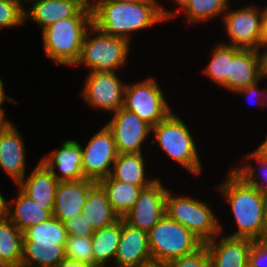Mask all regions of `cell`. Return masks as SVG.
<instances>
[{
  "mask_svg": "<svg viewBox=\"0 0 267 267\" xmlns=\"http://www.w3.org/2000/svg\"><path fill=\"white\" fill-rule=\"evenodd\" d=\"M93 25L101 32L132 42V33L168 21V10L159 0L138 3H91Z\"/></svg>",
  "mask_w": 267,
  "mask_h": 267,
  "instance_id": "obj_1",
  "label": "cell"
},
{
  "mask_svg": "<svg viewBox=\"0 0 267 267\" xmlns=\"http://www.w3.org/2000/svg\"><path fill=\"white\" fill-rule=\"evenodd\" d=\"M225 178L216 191L228 202L237 226L236 231L228 236L259 240L267 222L264 194L230 167Z\"/></svg>",
  "mask_w": 267,
  "mask_h": 267,
  "instance_id": "obj_2",
  "label": "cell"
},
{
  "mask_svg": "<svg viewBox=\"0 0 267 267\" xmlns=\"http://www.w3.org/2000/svg\"><path fill=\"white\" fill-rule=\"evenodd\" d=\"M92 24V10L82 9L76 16L46 27L41 35L47 59L57 65L74 67L80 58L86 32Z\"/></svg>",
  "mask_w": 267,
  "mask_h": 267,
  "instance_id": "obj_3",
  "label": "cell"
},
{
  "mask_svg": "<svg viewBox=\"0 0 267 267\" xmlns=\"http://www.w3.org/2000/svg\"><path fill=\"white\" fill-rule=\"evenodd\" d=\"M152 143L169 159L186 169L190 174L199 176L203 165L192 132L178 114L171 112L166 118L151 128Z\"/></svg>",
  "mask_w": 267,
  "mask_h": 267,
  "instance_id": "obj_4",
  "label": "cell"
},
{
  "mask_svg": "<svg viewBox=\"0 0 267 267\" xmlns=\"http://www.w3.org/2000/svg\"><path fill=\"white\" fill-rule=\"evenodd\" d=\"M130 43L123 37L105 34L92 24L86 32L80 58L74 66H83L88 72H117L127 65Z\"/></svg>",
  "mask_w": 267,
  "mask_h": 267,
  "instance_id": "obj_5",
  "label": "cell"
},
{
  "mask_svg": "<svg viewBox=\"0 0 267 267\" xmlns=\"http://www.w3.org/2000/svg\"><path fill=\"white\" fill-rule=\"evenodd\" d=\"M170 190L166 196V215L170 219L186 227L204 244L223 232L224 225L207 202L186 194L176 196Z\"/></svg>",
  "mask_w": 267,
  "mask_h": 267,
  "instance_id": "obj_6",
  "label": "cell"
},
{
  "mask_svg": "<svg viewBox=\"0 0 267 267\" xmlns=\"http://www.w3.org/2000/svg\"><path fill=\"white\" fill-rule=\"evenodd\" d=\"M152 262L168 263L192 254L204 243L190 230L165 215L149 232Z\"/></svg>",
  "mask_w": 267,
  "mask_h": 267,
  "instance_id": "obj_7",
  "label": "cell"
},
{
  "mask_svg": "<svg viewBox=\"0 0 267 267\" xmlns=\"http://www.w3.org/2000/svg\"><path fill=\"white\" fill-rule=\"evenodd\" d=\"M123 107L134 112L151 127L173 111L157 78L151 76L138 83H127Z\"/></svg>",
  "mask_w": 267,
  "mask_h": 267,
  "instance_id": "obj_8",
  "label": "cell"
},
{
  "mask_svg": "<svg viewBox=\"0 0 267 267\" xmlns=\"http://www.w3.org/2000/svg\"><path fill=\"white\" fill-rule=\"evenodd\" d=\"M118 72H88L83 84L81 97L92 109H99L112 114L124 105L127 83L120 79Z\"/></svg>",
  "mask_w": 267,
  "mask_h": 267,
  "instance_id": "obj_9",
  "label": "cell"
},
{
  "mask_svg": "<svg viewBox=\"0 0 267 267\" xmlns=\"http://www.w3.org/2000/svg\"><path fill=\"white\" fill-rule=\"evenodd\" d=\"M259 6L247 4L235 10H226L221 23L229 41L222 43L241 49H258L263 41ZM226 42V43H225Z\"/></svg>",
  "mask_w": 267,
  "mask_h": 267,
  "instance_id": "obj_10",
  "label": "cell"
},
{
  "mask_svg": "<svg viewBox=\"0 0 267 267\" xmlns=\"http://www.w3.org/2000/svg\"><path fill=\"white\" fill-rule=\"evenodd\" d=\"M82 149V172L84 177L98 182L111 174L113 164L118 156L112 131L101 127Z\"/></svg>",
  "mask_w": 267,
  "mask_h": 267,
  "instance_id": "obj_11",
  "label": "cell"
},
{
  "mask_svg": "<svg viewBox=\"0 0 267 267\" xmlns=\"http://www.w3.org/2000/svg\"><path fill=\"white\" fill-rule=\"evenodd\" d=\"M158 179L140 192L132 209L123 217L131 226L147 233L166 215L168 186Z\"/></svg>",
  "mask_w": 267,
  "mask_h": 267,
  "instance_id": "obj_12",
  "label": "cell"
},
{
  "mask_svg": "<svg viewBox=\"0 0 267 267\" xmlns=\"http://www.w3.org/2000/svg\"><path fill=\"white\" fill-rule=\"evenodd\" d=\"M112 114L106 126L113 133L118 154L143 153L144 142L151 135L152 127L124 107Z\"/></svg>",
  "mask_w": 267,
  "mask_h": 267,
  "instance_id": "obj_13",
  "label": "cell"
},
{
  "mask_svg": "<svg viewBox=\"0 0 267 267\" xmlns=\"http://www.w3.org/2000/svg\"><path fill=\"white\" fill-rule=\"evenodd\" d=\"M150 262L148 233L131 226L122 218V234L111 267H144Z\"/></svg>",
  "mask_w": 267,
  "mask_h": 267,
  "instance_id": "obj_14",
  "label": "cell"
},
{
  "mask_svg": "<svg viewBox=\"0 0 267 267\" xmlns=\"http://www.w3.org/2000/svg\"><path fill=\"white\" fill-rule=\"evenodd\" d=\"M223 233L204 244L210 256V267H249V252L254 241Z\"/></svg>",
  "mask_w": 267,
  "mask_h": 267,
  "instance_id": "obj_15",
  "label": "cell"
},
{
  "mask_svg": "<svg viewBox=\"0 0 267 267\" xmlns=\"http://www.w3.org/2000/svg\"><path fill=\"white\" fill-rule=\"evenodd\" d=\"M26 150L24 138L15 124L0 132V169L16 185L26 175Z\"/></svg>",
  "mask_w": 267,
  "mask_h": 267,
  "instance_id": "obj_16",
  "label": "cell"
},
{
  "mask_svg": "<svg viewBox=\"0 0 267 267\" xmlns=\"http://www.w3.org/2000/svg\"><path fill=\"white\" fill-rule=\"evenodd\" d=\"M58 181L84 179L82 172L81 143L66 139L61 147L54 149L40 160ZM57 171H56V170Z\"/></svg>",
  "mask_w": 267,
  "mask_h": 267,
  "instance_id": "obj_17",
  "label": "cell"
},
{
  "mask_svg": "<svg viewBox=\"0 0 267 267\" xmlns=\"http://www.w3.org/2000/svg\"><path fill=\"white\" fill-rule=\"evenodd\" d=\"M87 178L59 181L52 216L62 223L82 212L89 190L96 184Z\"/></svg>",
  "mask_w": 267,
  "mask_h": 267,
  "instance_id": "obj_18",
  "label": "cell"
},
{
  "mask_svg": "<svg viewBox=\"0 0 267 267\" xmlns=\"http://www.w3.org/2000/svg\"><path fill=\"white\" fill-rule=\"evenodd\" d=\"M58 183L51 171L39 161L16 186L38 205L54 206Z\"/></svg>",
  "mask_w": 267,
  "mask_h": 267,
  "instance_id": "obj_19",
  "label": "cell"
},
{
  "mask_svg": "<svg viewBox=\"0 0 267 267\" xmlns=\"http://www.w3.org/2000/svg\"><path fill=\"white\" fill-rule=\"evenodd\" d=\"M30 3L29 7H25V21L36 23L42 31L59 20L76 16L84 9L77 2L65 0H33Z\"/></svg>",
  "mask_w": 267,
  "mask_h": 267,
  "instance_id": "obj_20",
  "label": "cell"
},
{
  "mask_svg": "<svg viewBox=\"0 0 267 267\" xmlns=\"http://www.w3.org/2000/svg\"><path fill=\"white\" fill-rule=\"evenodd\" d=\"M262 79L259 54L256 49H239L230 61L228 91L235 93Z\"/></svg>",
  "mask_w": 267,
  "mask_h": 267,
  "instance_id": "obj_21",
  "label": "cell"
},
{
  "mask_svg": "<svg viewBox=\"0 0 267 267\" xmlns=\"http://www.w3.org/2000/svg\"><path fill=\"white\" fill-rule=\"evenodd\" d=\"M17 192L9 201L7 217L21 232L52 217L54 206L38 205L19 188Z\"/></svg>",
  "mask_w": 267,
  "mask_h": 267,
  "instance_id": "obj_22",
  "label": "cell"
},
{
  "mask_svg": "<svg viewBox=\"0 0 267 267\" xmlns=\"http://www.w3.org/2000/svg\"><path fill=\"white\" fill-rule=\"evenodd\" d=\"M143 153L118 154L110 176L134 186H149L158 178L147 177V161Z\"/></svg>",
  "mask_w": 267,
  "mask_h": 267,
  "instance_id": "obj_23",
  "label": "cell"
},
{
  "mask_svg": "<svg viewBox=\"0 0 267 267\" xmlns=\"http://www.w3.org/2000/svg\"><path fill=\"white\" fill-rule=\"evenodd\" d=\"M81 213L94 230L110 226L121 219L98 183L89 190Z\"/></svg>",
  "mask_w": 267,
  "mask_h": 267,
  "instance_id": "obj_24",
  "label": "cell"
},
{
  "mask_svg": "<svg viewBox=\"0 0 267 267\" xmlns=\"http://www.w3.org/2000/svg\"><path fill=\"white\" fill-rule=\"evenodd\" d=\"M122 234V218L114 224L95 230L91 236L94 267H111Z\"/></svg>",
  "mask_w": 267,
  "mask_h": 267,
  "instance_id": "obj_25",
  "label": "cell"
},
{
  "mask_svg": "<svg viewBox=\"0 0 267 267\" xmlns=\"http://www.w3.org/2000/svg\"><path fill=\"white\" fill-rule=\"evenodd\" d=\"M175 4L179 7L177 10H168V20L174 21L173 18H176L180 11H184L185 21L189 25L209 22L218 16L223 17L229 8L220 0H178Z\"/></svg>",
  "mask_w": 267,
  "mask_h": 267,
  "instance_id": "obj_26",
  "label": "cell"
},
{
  "mask_svg": "<svg viewBox=\"0 0 267 267\" xmlns=\"http://www.w3.org/2000/svg\"><path fill=\"white\" fill-rule=\"evenodd\" d=\"M97 183L105 191L111 207L120 218H123L132 209L142 189L148 187L134 186L114 180L110 175Z\"/></svg>",
  "mask_w": 267,
  "mask_h": 267,
  "instance_id": "obj_27",
  "label": "cell"
},
{
  "mask_svg": "<svg viewBox=\"0 0 267 267\" xmlns=\"http://www.w3.org/2000/svg\"><path fill=\"white\" fill-rule=\"evenodd\" d=\"M65 244L23 242L21 267H56L66 258Z\"/></svg>",
  "mask_w": 267,
  "mask_h": 267,
  "instance_id": "obj_28",
  "label": "cell"
},
{
  "mask_svg": "<svg viewBox=\"0 0 267 267\" xmlns=\"http://www.w3.org/2000/svg\"><path fill=\"white\" fill-rule=\"evenodd\" d=\"M239 47L219 43L214 45L210 51V60L206 64L202 73L210 79L213 84L228 91V75H230V61L233 55L239 50Z\"/></svg>",
  "mask_w": 267,
  "mask_h": 267,
  "instance_id": "obj_29",
  "label": "cell"
},
{
  "mask_svg": "<svg viewBox=\"0 0 267 267\" xmlns=\"http://www.w3.org/2000/svg\"><path fill=\"white\" fill-rule=\"evenodd\" d=\"M23 232L7 217H0V258L10 267L22 262Z\"/></svg>",
  "mask_w": 267,
  "mask_h": 267,
  "instance_id": "obj_30",
  "label": "cell"
},
{
  "mask_svg": "<svg viewBox=\"0 0 267 267\" xmlns=\"http://www.w3.org/2000/svg\"><path fill=\"white\" fill-rule=\"evenodd\" d=\"M252 162L255 164H252ZM240 163L241 165L231 166L230 168L249 185L257 187L263 194L267 193V160L254 149L247 154H243Z\"/></svg>",
  "mask_w": 267,
  "mask_h": 267,
  "instance_id": "obj_31",
  "label": "cell"
},
{
  "mask_svg": "<svg viewBox=\"0 0 267 267\" xmlns=\"http://www.w3.org/2000/svg\"><path fill=\"white\" fill-rule=\"evenodd\" d=\"M67 237L64 224L54 216L23 232V242L65 244Z\"/></svg>",
  "mask_w": 267,
  "mask_h": 267,
  "instance_id": "obj_32",
  "label": "cell"
},
{
  "mask_svg": "<svg viewBox=\"0 0 267 267\" xmlns=\"http://www.w3.org/2000/svg\"><path fill=\"white\" fill-rule=\"evenodd\" d=\"M64 248L67 259L94 267L91 237L68 236Z\"/></svg>",
  "mask_w": 267,
  "mask_h": 267,
  "instance_id": "obj_33",
  "label": "cell"
},
{
  "mask_svg": "<svg viewBox=\"0 0 267 267\" xmlns=\"http://www.w3.org/2000/svg\"><path fill=\"white\" fill-rule=\"evenodd\" d=\"M23 24H26L25 7L17 0H0V30Z\"/></svg>",
  "mask_w": 267,
  "mask_h": 267,
  "instance_id": "obj_34",
  "label": "cell"
},
{
  "mask_svg": "<svg viewBox=\"0 0 267 267\" xmlns=\"http://www.w3.org/2000/svg\"><path fill=\"white\" fill-rule=\"evenodd\" d=\"M168 267H210V256L205 245L196 252L174 259L167 263Z\"/></svg>",
  "mask_w": 267,
  "mask_h": 267,
  "instance_id": "obj_35",
  "label": "cell"
},
{
  "mask_svg": "<svg viewBox=\"0 0 267 267\" xmlns=\"http://www.w3.org/2000/svg\"><path fill=\"white\" fill-rule=\"evenodd\" d=\"M67 236L91 237L94 229L87 223L82 213L63 222Z\"/></svg>",
  "mask_w": 267,
  "mask_h": 267,
  "instance_id": "obj_36",
  "label": "cell"
},
{
  "mask_svg": "<svg viewBox=\"0 0 267 267\" xmlns=\"http://www.w3.org/2000/svg\"><path fill=\"white\" fill-rule=\"evenodd\" d=\"M249 267H267V244L255 240L249 252Z\"/></svg>",
  "mask_w": 267,
  "mask_h": 267,
  "instance_id": "obj_37",
  "label": "cell"
},
{
  "mask_svg": "<svg viewBox=\"0 0 267 267\" xmlns=\"http://www.w3.org/2000/svg\"><path fill=\"white\" fill-rule=\"evenodd\" d=\"M263 81V79H261L260 81H258L257 83L255 84H252V85H249L247 86L246 88L244 89H240V90H237L235 92V94H239V95H246L245 98L247 99L249 96L252 97V96H255V102L256 104H258V107H260L261 109H263V107H267V87L264 88L263 90L259 89V82ZM259 95V96H258ZM260 95L262 97V99H260ZM263 107H262V106Z\"/></svg>",
  "mask_w": 267,
  "mask_h": 267,
  "instance_id": "obj_38",
  "label": "cell"
},
{
  "mask_svg": "<svg viewBox=\"0 0 267 267\" xmlns=\"http://www.w3.org/2000/svg\"><path fill=\"white\" fill-rule=\"evenodd\" d=\"M260 60V73L262 79H267V40L262 41L258 49Z\"/></svg>",
  "mask_w": 267,
  "mask_h": 267,
  "instance_id": "obj_39",
  "label": "cell"
},
{
  "mask_svg": "<svg viewBox=\"0 0 267 267\" xmlns=\"http://www.w3.org/2000/svg\"><path fill=\"white\" fill-rule=\"evenodd\" d=\"M5 107H3V103H0V132L2 131H5L7 129H9L13 124L14 122H12L10 119L8 120L5 116L6 113H5V110L6 108L4 109Z\"/></svg>",
  "mask_w": 267,
  "mask_h": 267,
  "instance_id": "obj_40",
  "label": "cell"
},
{
  "mask_svg": "<svg viewBox=\"0 0 267 267\" xmlns=\"http://www.w3.org/2000/svg\"><path fill=\"white\" fill-rule=\"evenodd\" d=\"M263 41L267 40V6L260 8Z\"/></svg>",
  "mask_w": 267,
  "mask_h": 267,
  "instance_id": "obj_41",
  "label": "cell"
},
{
  "mask_svg": "<svg viewBox=\"0 0 267 267\" xmlns=\"http://www.w3.org/2000/svg\"><path fill=\"white\" fill-rule=\"evenodd\" d=\"M56 267H92V266L65 258Z\"/></svg>",
  "mask_w": 267,
  "mask_h": 267,
  "instance_id": "obj_42",
  "label": "cell"
},
{
  "mask_svg": "<svg viewBox=\"0 0 267 267\" xmlns=\"http://www.w3.org/2000/svg\"><path fill=\"white\" fill-rule=\"evenodd\" d=\"M4 83H3V80L1 79L0 77V103H4L6 100L9 101V102H12L14 104H17L18 101H16V99L10 97L9 95H7L5 92V89H4Z\"/></svg>",
  "mask_w": 267,
  "mask_h": 267,
  "instance_id": "obj_43",
  "label": "cell"
},
{
  "mask_svg": "<svg viewBox=\"0 0 267 267\" xmlns=\"http://www.w3.org/2000/svg\"><path fill=\"white\" fill-rule=\"evenodd\" d=\"M9 201L0 192V217H5L8 214Z\"/></svg>",
  "mask_w": 267,
  "mask_h": 267,
  "instance_id": "obj_44",
  "label": "cell"
},
{
  "mask_svg": "<svg viewBox=\"0 0 267 267\" xmlns=\"http://www.w3.org/2000/svg\"><path fill=\"white\" fill-rule=\"evenodd\" d=\"M255 150L267 160V135L264 141H262Z\"/></svg>",
  "mask_w": 267,
  "mask_h": 267,
  "instance_id": "obj_45",
  "label": "cell"
},
{
  "mask_svg": "<svg viewBox=\"0 0 267 267\" xmlns=\"http://www.w3.org/2000/svg\"><path fill=\"white\" fill-rule=\"evenodd\" d=\"M148 0H91V3H111V2H128V3H138Z\"/></svg>",
  "mask_w": 267,
  "mask_h": 267,
  "instance_id": "obj_46",
  "label": "cell"
},
{
  "mask_svg": "<svg viewBox=\"0 0 267 267\" xmlns=\"http://www.w3.org/2000/svg\"><path fill=\"white\" fill-rule=\"evenodd\" d=\"M79 3L84 9H91V0H65Z\"/></svg>",
  "mask_w": 267,
  "mask_h": 267,
  "instance_id": "obj_47",
  "label": "cell"
},
{
  "mask_svg": "<svg viewBox=\"0 0 267 267\" xmlns=\"http://www.w3.org/2000/svg\"><path fill=\"white\" fill-rule=\"evenodd\" d=\"M144 267H168L167 263H160V262H150Z\"/></svg>",
  "mask_w": 267,
  "mask_h": 267,
  "instance_id": "obj_48",
  "label": "cell"
},
{
  "mask_svg": "<svg viewBox=\"0 0 267 267\" xmlns=\"http://www.w3.org/2000/svg\"><path fill=\"white\" fill-rule=\"evenodd\" d=\"M259 240H260L262 243L267 244V222H266V224H265V226H264L263 233H262V235H261V237H260Z\"/></svg>",
  "mask_w": 267,
  "mask_h": 267,
  "instance_id": "obj_49",
  "label": "cell"
},
{
  "mask_svg": "<svg viewBox=\"0 0 267 267\" xmlns=\"http://www.w3.org/2000/svg\"><path fill=\"white\" fill-rule=\"evenodd\" d=\"M17 1L20 2L24 7H26V5L28 6V4H30V2L33 0H17Z\"/></svg>",
  "mask_w": 267,
  "mask_h": 267,
  "instance_id": "obj_50",
  "label": "cell"
},
{
  "mask_svg": "<svg viewBox=\"0 0 267 267\" xmlns=\"http://www.w3.org/2000/svg\"><path fill=\"white\" fill-rule=\"evenodd\" d=\"M264 201H265V214H266V220H267V193L264 194Z\"/></svg>",
  "mask_w": 267,
  "mask_h": 267,
  "instance_id": "obj_51",
  "label": "cell"
},
{
  "mask_svg": "<svg viewBox=\"0 0 267 267\" xmlns=\"http://www.w3.org/2000/svg\"><path fill=\"white\" fill-rule=\"evenodd\" d=\"M0 267H10V266L0 258Z\"/></svg>",
  "mask_w": 267,
  "mask_h": 267,
  "instance_id": "obj_52",
  "label": "cell"
},
{
  "mask_svg": "<svg viewBox=\"0 0 267 267\" xmlns=\"http://www.w3.org/2000/svg\"><path fill=\"white\" fill-rule=\"evenodd\" d=\"M220 1H222L227 7H228L229 2H230V0H220Z\"/></svg>",
  "mask_w": 267,
  "mask_h": 267,
  "instance_id": "obj_53",
  "label": "cell"
}]
</instances>
